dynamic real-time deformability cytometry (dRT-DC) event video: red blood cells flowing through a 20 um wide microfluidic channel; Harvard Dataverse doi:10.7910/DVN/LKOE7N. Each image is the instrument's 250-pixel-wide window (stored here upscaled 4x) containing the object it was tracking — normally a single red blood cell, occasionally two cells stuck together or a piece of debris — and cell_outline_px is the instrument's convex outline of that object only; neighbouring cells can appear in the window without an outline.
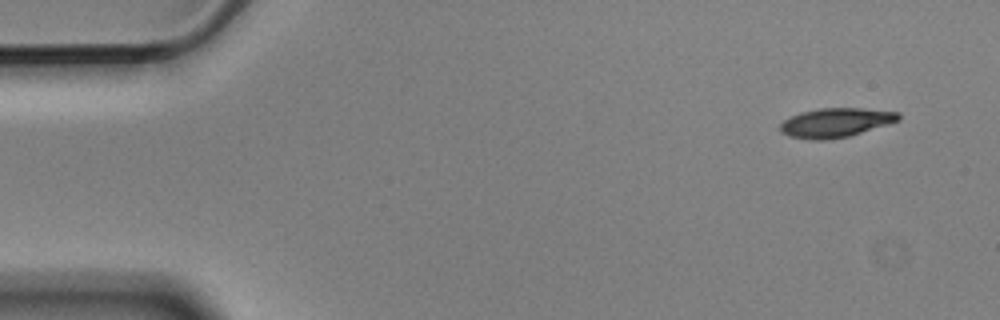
{"species": "Egyptian fruit bat (a non-hibernating species)", "species_latin": "Rousettus aegyptiacus", "temperature_condition": "cold", "stored_images_in_passage": 5, "camera_frame_rate_fps": 3000, "um_per_image_px": 0.085, "animal": {"sex": "male"}, "frame": {"image": 1, "passage_image": 1, "time_ms": 0.0, "image_size_px": [1000, 320], "cell_outline_px": [[900, 120], [888, 124], [848, 136], [824, 140], [812, 140], [788, 136], [780, 132], [780, 124], [784, 120], [800, 112], [816, 108], [864, 108], [900, 112]], "centroid_in_image_um": [71.02, 10.41], "position_along_channel_um": 14.0, "area_um2": 20.17}}
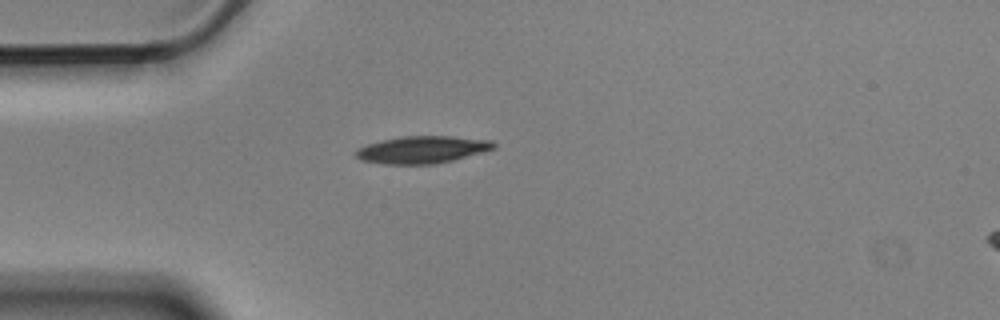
{"frame": {"image": 2, "passage_image": 4, "time_ms": 1.0, "image_size_px": [1000, 320], "cell_outline_px": [[496, 148], [452, 160], [436, 164], [384, 164], [360, 160], [356, 156], [356, 148], [368, 144], [384, 140], [404, 136], [452, 136], [492, 140], [496, 144]], "centroid_in_image_um": [35.9, 12.72], "position_along_channel_um": 49.1, "area_um2": 21.79}}